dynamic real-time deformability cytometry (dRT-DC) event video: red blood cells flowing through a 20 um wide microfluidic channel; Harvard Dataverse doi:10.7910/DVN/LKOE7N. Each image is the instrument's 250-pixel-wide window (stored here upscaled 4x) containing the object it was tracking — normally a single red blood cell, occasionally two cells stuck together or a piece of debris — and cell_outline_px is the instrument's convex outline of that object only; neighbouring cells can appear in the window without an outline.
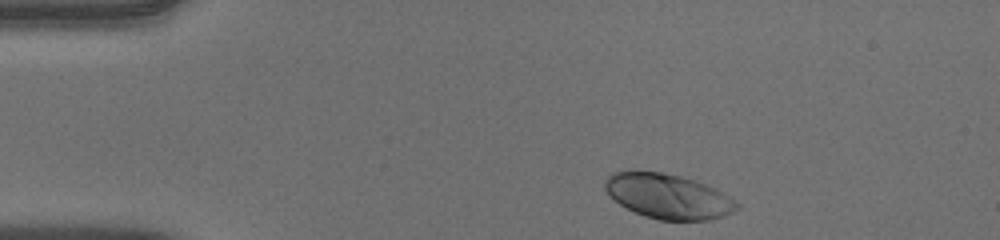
{"species": "human", "species_latin": "Homo sapiens", "temperature_condition": "warm", "stored_images_in_passage": 38, "camera_frame_rate_fps": 3000, "um_per_image_px": 0.085, "donor": {"sex": "male"}, "frame": {"image": 1, "passage_image": 1, "time_ms": 0.0, "image_size_px": [1000, 240], "cell_outline_px": [[740, 208], [724, 216], [708, 220], [660, 220], [644, 216], [620, 204], [604, 188], [604, 180], [612, 172], [660, 172], [680, 176], [704, 184], [728, 196], [740, 204]], "centroid_in_image_um": [56.8, 16.7], "position_along_channel_um": 28.2, "area_um2": 33.81}}
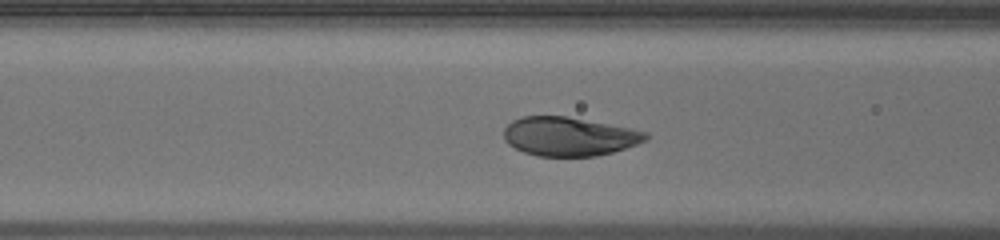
{"frame": {"image": 2, "passage_image": 13, "time_ms": 4.0, "image_size_px": [1000, 240], "cell_outline_px": [[648, 140], [612, 152], [596, 156], [536, 156], [524, 152], [508, 144], [504, 140], [504, 128], [512, 120], [520, 116], [568, 116], [648, 132]], "centroid_in_image_um": [48.34, 11.59], "position_along_channel_um": 118.3, "area_um2": 32.08}}
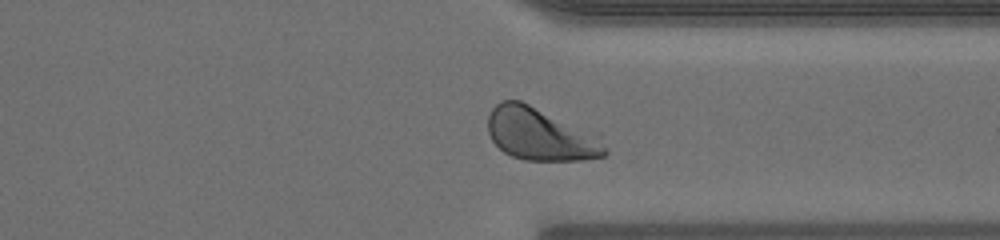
{"frame": {"image": 3, "passage_image": 32, "time_ms": 10.333, "image_size_px": [1000, 240], "cell_outline_px": [[608, 152], [604, 156], [584, 160], [524, 160], [512, 156], [504, 152], [492, 140], [488, 132], [488, 116], [492, 108], [500, 100], [520, 100], [600, 132]], "centroid_in_image_um": [46.02, 11.39], "position_along_channel_um": 365.4, "area_um2": 36.88}, "authors_computed_cell_mechanics": {"area_um2": 34.0731, "velocity_mm_per_s": 3.9102, "shape_relaxation_time_tau1_ms": 2.0632, "shape_relaxation_time_tau2_ms": null, "deformation_change_tau1": 0.1625, "deformation_change_tau2": null}}